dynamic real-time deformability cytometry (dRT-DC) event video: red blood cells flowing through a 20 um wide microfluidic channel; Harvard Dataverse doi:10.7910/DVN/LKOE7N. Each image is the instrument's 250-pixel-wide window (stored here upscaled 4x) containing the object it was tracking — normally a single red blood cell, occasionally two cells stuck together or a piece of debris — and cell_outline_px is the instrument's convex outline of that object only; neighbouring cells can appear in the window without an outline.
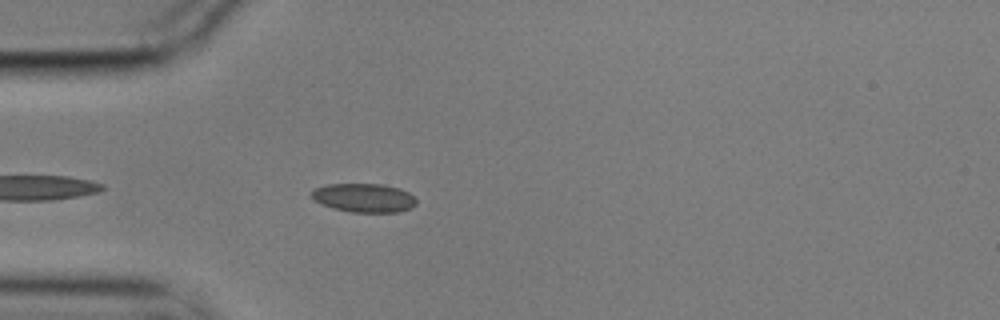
{"species": "common noctule bat (a hibernating species)", "species_latin": "Nyctalus noctula", "temperature_condition": "cold", "stored_images_in_passage": 3, "camera_frame_rate_fps": 3000, "um_per_image_px": 0.085, "animal": {"sex": "male", "body_mass_g": 17.9}, "frame": {"image": 1, "passage_image": 3, "time_ms": 0.667, "image_size_px": [1000, 320], "cell_outline_px": [[416, 204], [412, 208], [400, 212], [348, 212], [332, 208], [316, 200], [312, 196], [312, 192], [316, 188], [328, 184], [384, 184], [400, 188], [408, 192], [416, 200]], "centroid_in_image_um": [30.99, 16.82], "position_along_channel_um": 54.0, "area_um2": 17.51}}